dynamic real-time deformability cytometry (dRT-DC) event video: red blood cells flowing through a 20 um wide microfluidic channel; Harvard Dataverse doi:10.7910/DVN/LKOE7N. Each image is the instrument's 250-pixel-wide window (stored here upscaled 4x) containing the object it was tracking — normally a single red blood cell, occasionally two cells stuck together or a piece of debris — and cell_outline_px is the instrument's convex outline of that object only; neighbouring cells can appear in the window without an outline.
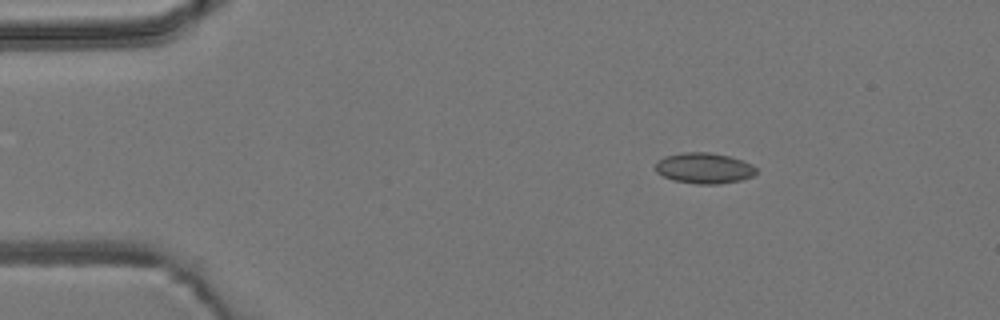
{"species": "common noctule bat (a hibernating species)", "species_latin": "Nyctalus noctula", "temperature_condition": "room temperature", "stored_images_in_passage": 2, "camera_frame_rate_fps": 3000, "um_per_image_px": 0.085, "animal": {"sex": "male", "body_mass_g": 19.2, "forearm_length_mm": 51.8}, "frame": {"image": 1, "passage_image": 1, "time_ms": 0.0, "image_size_px": [1000, 320], "cell_outline_px": [[756, 172], [752, 176], [740, 180], [716, 184], [696, 184], [672, 180], [656, 172], [656, 164], [664, 156], [684, 152], [708, 152], [728, 156], [752, 164], [756, 168]], "centroid_in_image_um": [59.83, 14.29], "position_along_channel_um": 25.2, "area_um2": 17.86}}